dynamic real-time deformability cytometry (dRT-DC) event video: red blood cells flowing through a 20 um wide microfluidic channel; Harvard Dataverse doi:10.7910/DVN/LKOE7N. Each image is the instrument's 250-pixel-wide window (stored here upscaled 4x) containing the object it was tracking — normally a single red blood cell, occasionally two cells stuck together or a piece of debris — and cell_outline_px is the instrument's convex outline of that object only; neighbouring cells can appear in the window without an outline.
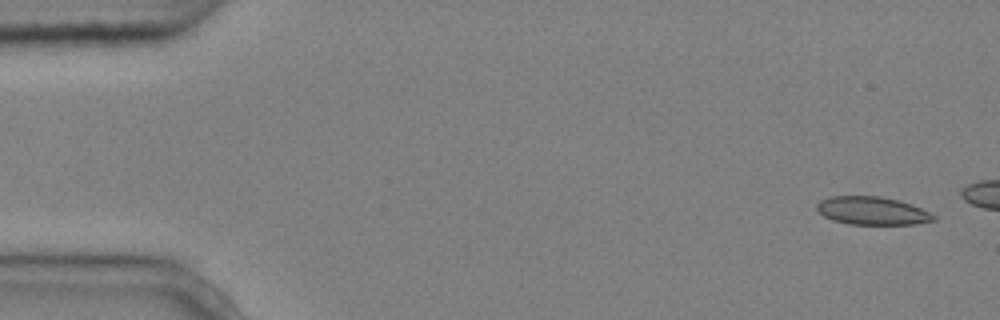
{"species": "common noctule bat (a hibernating species)", "species_latin": "Nyctalus noctula", "temperature_condition": "cold", "stored_images_in_passage": 4, "camera_frame_rate_fps": 3000, "um_per_image_px": 0.085, "animal": {"sex": "male", "body_mass_g": 20.4}, "frame": {"image": 1, "passage_image": 1, "time_ms": 0.0, "image_size_px": [1000, 320], "cell_outline_px": [[936, 220], [916, 224], [848, 224], [832, 220], [824, 216], [816, 208], [816, 204], [820, 200], [832, 196], [880, 196], [912, 204], [936, 216]], "centroid_in_image_um": [74.12, 17.92], "position_along_channel_um": 10.9, "area_um2": 19.02}}